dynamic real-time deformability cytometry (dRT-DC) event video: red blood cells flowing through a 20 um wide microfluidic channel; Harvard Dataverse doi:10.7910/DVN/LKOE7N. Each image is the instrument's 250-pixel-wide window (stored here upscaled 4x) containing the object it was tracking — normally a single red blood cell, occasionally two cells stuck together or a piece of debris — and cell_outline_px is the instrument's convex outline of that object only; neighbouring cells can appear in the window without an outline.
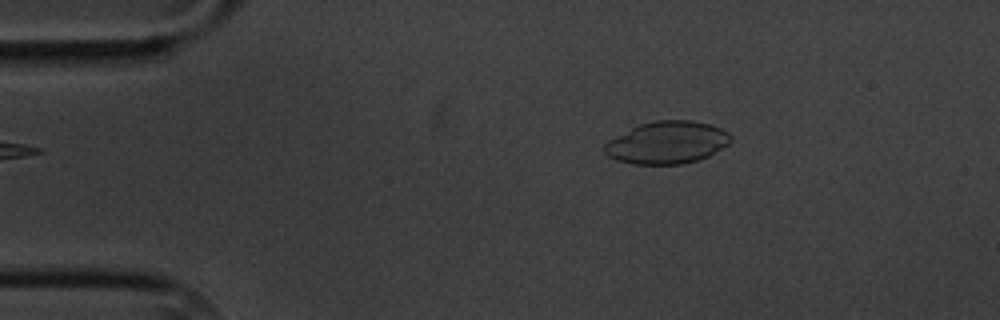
{"species": "common noctule bat (a hibernating species)", "species_latin": "Nyctalus noctula", "temperature_condition": "cold", "stored_images_in_passage": 2, "camera_frame_rate_fps": 3000, "um_per_image_px": 0.085, "animal": {"sex": "male", "body_mass_g": 20.1, "forearm_length_mm": 53.5}, "frame": {"image": 1, "passage_image": 2, "time_ms": 1.333, "image_size_px": [1000, 320], "cell_outline_px": [[732, 140], [728, 144], [708, 156], [696, 160], [680, 164], [632, 164], [616, 160], [608, 156], [604, 152], [604, 144], [632, 128], [640, 124], [652, 120], [692, 120], [708, 124], [720, 128], [728, 132], [732, 136]], "centroid_in_image_um": [56.72, 12.12], "position_along_channel_um": 28.3, "area_um2": 30.92}}